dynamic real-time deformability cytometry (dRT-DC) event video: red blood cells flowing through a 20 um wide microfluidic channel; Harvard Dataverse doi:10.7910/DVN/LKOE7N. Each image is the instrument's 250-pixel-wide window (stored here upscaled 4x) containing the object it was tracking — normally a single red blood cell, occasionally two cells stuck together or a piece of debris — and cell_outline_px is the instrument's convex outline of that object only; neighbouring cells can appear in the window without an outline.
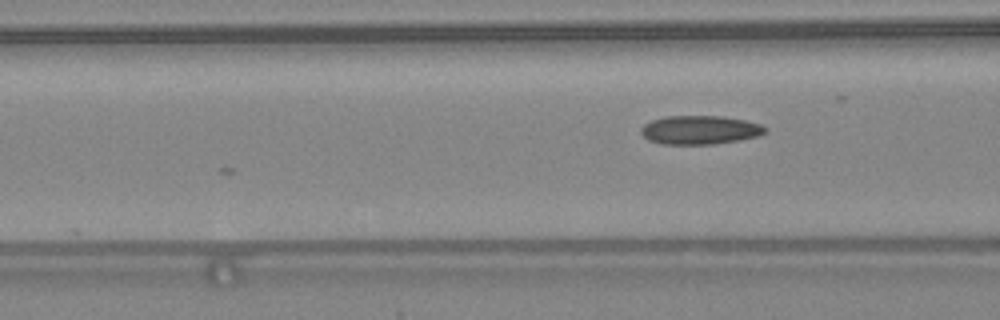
{"species": "common noctule bat (a hibernating species)", "species_latin": "Nyctalus noctula", "temperature_condition": "warm", "stored_images_in_passage": 5, "camera_frame_rate_fps": 3000, "um_per_image_px": 0.085, "animal": {"sex": "female", "body_mass_g": 24.6, "forearm_length_mm": 56.2}, "frame": {"image": 1, "passage_image": 5, "time_ms": 1.333, "image_size_px": [1000, 320], "cell_outline_px": [[768, 128], [760, 136], [740, 140], [716, 144], [660, 144], [648, 140], [640, 132], [640, 128], [644, 124], [652, 120], [664, 116], [724, 116], [744, 120], [760, 124]], "centroid_in_image_um": [59.48, 11.05], "position_along_channel_um": 107.1, "area_um2": 20.98}}